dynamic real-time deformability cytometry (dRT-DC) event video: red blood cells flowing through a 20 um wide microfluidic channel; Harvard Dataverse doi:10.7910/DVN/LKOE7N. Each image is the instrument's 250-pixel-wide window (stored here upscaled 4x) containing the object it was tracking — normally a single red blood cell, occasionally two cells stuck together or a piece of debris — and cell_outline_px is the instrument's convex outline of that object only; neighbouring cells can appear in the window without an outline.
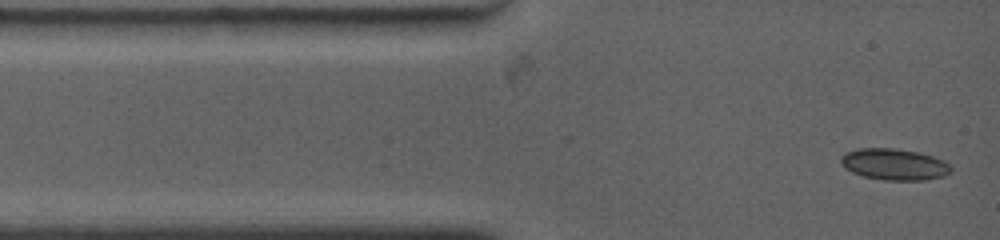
{"species": "common noctule bat (a hibernating species)", "species_latin": "Nyctalus noctula", "temperature_condition": "warm", "stored_images_in_passage": 2, "camera_frame_rate_fps": 4500, "um_per_image_px": 0.085, "animal": {"sex": "female", "body_mass_g": 19.0, "forearm_length_mm": 53.3}, "frame": {"image": 1, "passage_image": 2, "time_ms": 0.444, "image_size_px": [1000, 240], "cell_outline_px": [[952, 172], [944, 176], [924, 180], [884, 180], [864, 176], [852, 172], [844, 168], [840, 164], [840, 156], [848, 152], [860, 148], [892, 148], [920, 152], [944, 160], [952, 168]], "centroid_in_image_um": [76.02, 13.97], "position_along_channel_um": 9.0, "area_um2": 20.23}}